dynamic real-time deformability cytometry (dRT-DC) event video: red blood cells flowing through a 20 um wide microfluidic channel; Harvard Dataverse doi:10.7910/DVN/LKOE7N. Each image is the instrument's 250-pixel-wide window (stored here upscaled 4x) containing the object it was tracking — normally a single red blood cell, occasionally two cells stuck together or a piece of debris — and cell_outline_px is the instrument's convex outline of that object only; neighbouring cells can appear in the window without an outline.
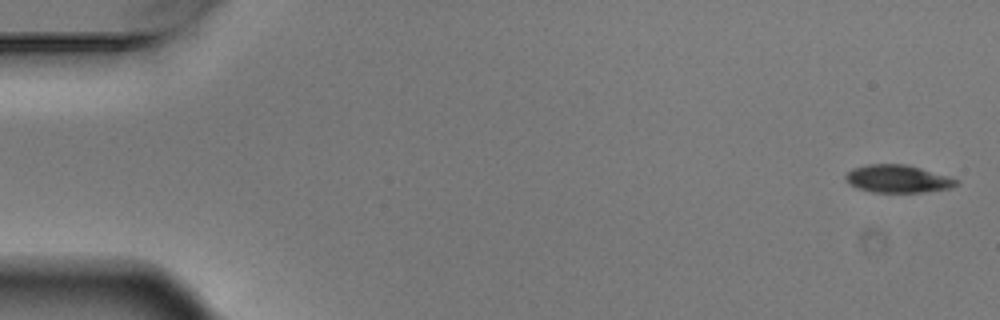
{"species": "Egyptian fruit bat (a non-hibernating species)", "species_latin": "Rousettus aegyptiacus", "temperature_condition": "warm", "stored_images_in_passage": 5, "camera_frame_rate_fps": 3000, "um_per_image_px": 0.085, "animal": {"sex": "male"}, "frame": {"image": 1, "passage_image": 1, "time_ms": 0.0, "image_size_px": [1000, 320], "cell_outline_px": [[960, 184], [952, 188], [924, 192], [872, 192], [856, 188], [848, 184], [844, 180], [844, 176], [852, 168], [868, 164], [908, 164], [948, 176], [960, 180]], "centroid_in_image_um": [76.31, 15.2], "position_along_channel_um": 8.7, "area_um2": 18.21}}
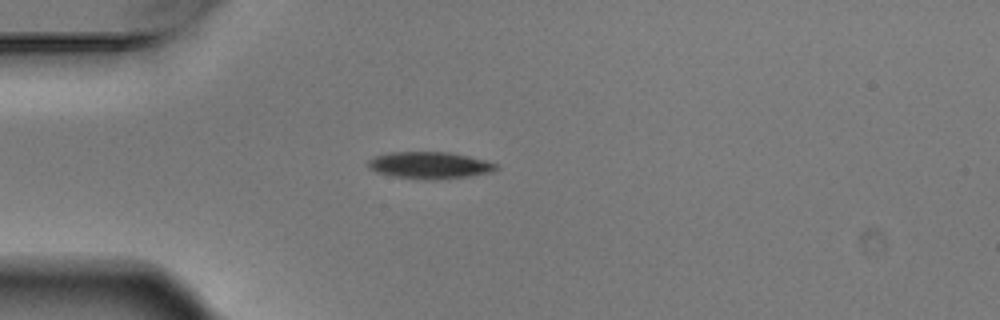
{"frame": {"image": 2, "passage_image": 5, "time_ms": 1.333, "image_size_px": [1000, 320], "cell_outline_px": [[500, 168], [492, 172], [472, 176], [436, 180], [424, 180], [392, 176], [376, 172], [368, 168], [368, 160], [376, 156], [392, 152], [448, 152], [468, 156], [484, 160], [496, 164]], "centroid_in_image_um": [36.53, 14.06], "position_along_channel_um": 48.5, "area_um2": 20.17}}